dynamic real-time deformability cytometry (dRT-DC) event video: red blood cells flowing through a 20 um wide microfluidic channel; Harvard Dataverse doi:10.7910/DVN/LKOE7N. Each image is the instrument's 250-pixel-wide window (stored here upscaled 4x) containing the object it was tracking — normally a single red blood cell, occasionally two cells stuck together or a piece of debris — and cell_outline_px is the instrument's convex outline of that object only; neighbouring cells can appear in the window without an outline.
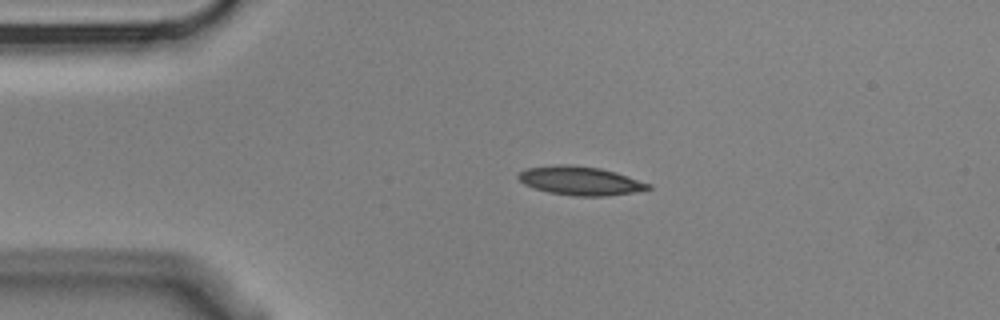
{"species": "Egyptian fruit bat (a non-hibernating species)", "species_latin": "Rousettus aegyptiacus", "temperature_condition": "cold", "stored_images_in_passage": 4, "camera_frame_rate_fps": 3000, "um_per_image_px": 0.085, "animal": {"sex": "male"}, "frame": {"image": 1, "passage_image": 3, "time_ms": 0.667, "image_size_px": [1000, 320], "cell_outline_px": [[652, 188], [632, 192], [608, 196], [576, 196], [548, 192], [524, 184], [516, 176], [520, 172], [528, 168], [556, 164], [568, 164], [600, 168], [616, 172], [652, 184]], "centroid_in_image_um": [49.34, 15.36], "position_along_channel_um": 35.7, "area_um2": 21.68}}